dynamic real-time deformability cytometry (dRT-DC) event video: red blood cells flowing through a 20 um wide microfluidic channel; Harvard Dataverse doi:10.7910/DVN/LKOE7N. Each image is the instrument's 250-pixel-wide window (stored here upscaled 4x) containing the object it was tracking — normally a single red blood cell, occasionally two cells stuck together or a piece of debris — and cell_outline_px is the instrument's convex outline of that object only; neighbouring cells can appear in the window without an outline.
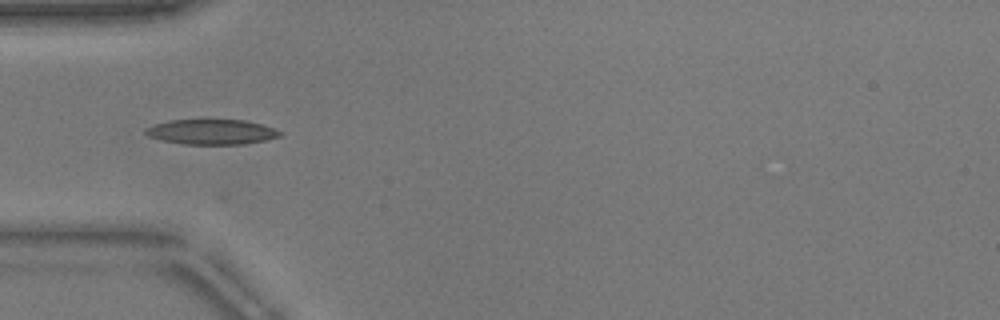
{"species": "common noctule bat (a hibernating species)", "species_latin": "Nyctalus noctula", "temperature_condition": "warm", "stored_images_in_passage": 36, "camera_frame_rate_fps": 3000, "um_per_image_px": 0.085, "animal": {"sex": "male", "body_mass_g": 17.9}, "frame": {"image": 1, "passage_image": 4, "time_ms": 1.0, "image_size_px": [1000, 320], "cell_outline_px": [[284, 132], [280, 136], [264, 140], [244, 144], [184, 144], [160, 140], [148, 136], [144, 132], [144, 128], [156, 124], [172, 120], [248, 120]], "centroid_in_image_um": [17.97, 11.21], "position_along_channel_um": 67.0, "area_um2": 19.54}}
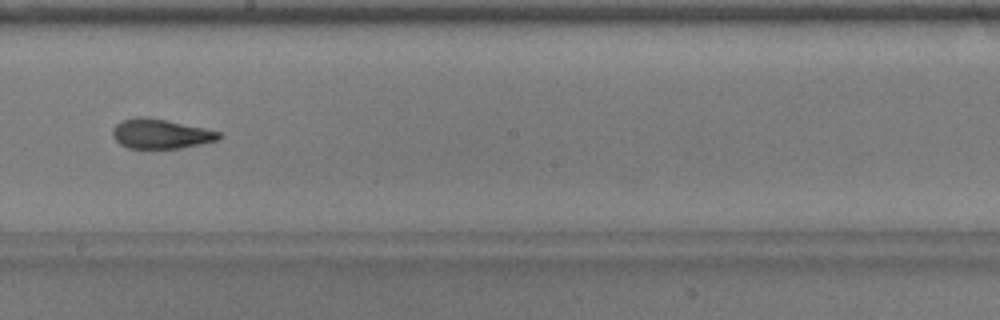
{"frame": {"image": 2, "passage_image": 17, "time_ms": 5.333, "image_size_px": [1000, 320], "cell_outline_px": [[224, 136], [216, 140], [200, 144], [180, 148], [128, 148], [120, 144], [112, 136], [112, 128], [120, 120], [140, 116], [144, 116], [204, 128], [220, 132]], "centroid_in_image_um": [13.62, 11.37], "position_along_channel_um": 234.6, "area_um2": 18.26}}
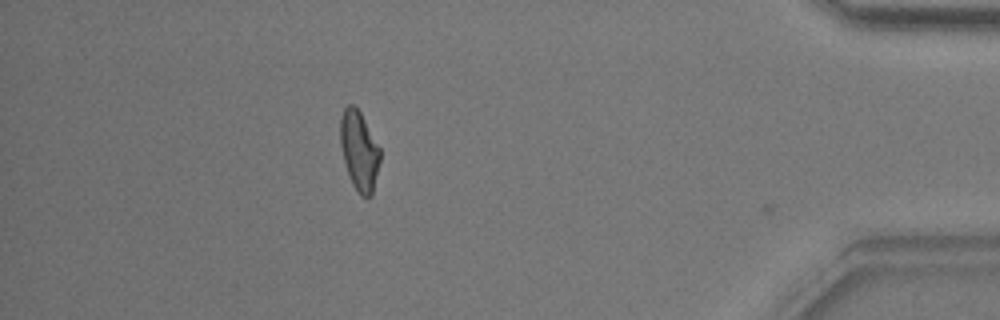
{"frame": {"image": 3, "passage_image": 34, "time_ms": 11.0, "image_size_px": [1000, 320], "cell_outline_px": [[380, 160], [372, 196], [368, 200], [360, 196], [352, 184], [348, 176], [344, 164], [340, 144], [340, 120], [344, 108], [348, 104], [352, 104], [360, 112], [380, 148]], "centroid_in_image_um": [30.52, 12.87], "position_along_channel_um": 404.7, "area_um2": 18.61}, "authors_computed_cell_mechanics": {"area_um2": 18.3226, "velocity_mm_per_s": 3.8497, "shape_relaxation_time_tau1_ms": null, "shape_relaxation_time_tau2_ms": 3.2839, "deformation_change_tau1": null, "deformation_change_tau2": 0.0709}}